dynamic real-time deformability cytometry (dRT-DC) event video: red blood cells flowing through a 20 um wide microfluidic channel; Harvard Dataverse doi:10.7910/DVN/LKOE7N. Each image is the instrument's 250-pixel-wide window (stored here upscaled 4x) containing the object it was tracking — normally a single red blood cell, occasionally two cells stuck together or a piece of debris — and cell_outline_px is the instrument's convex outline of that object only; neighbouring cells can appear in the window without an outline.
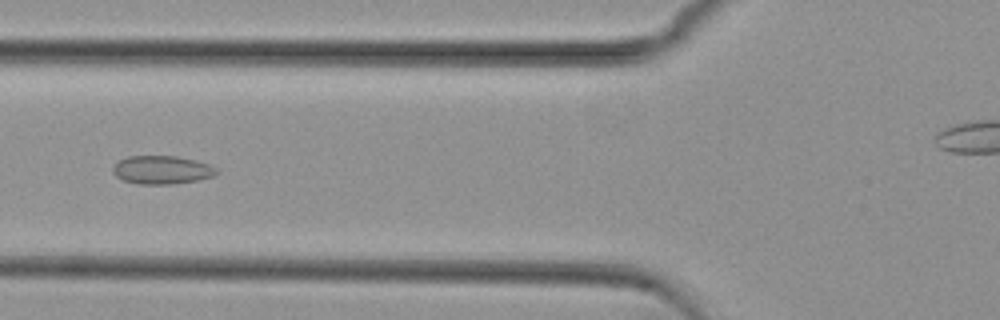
{"species": "common noctule bat (a hibernating species)", "species_latin": "Nyctalus noctula", "temperature_condition": "cold", "stored_images_in_passage": 55, "camera_frame_rate_fps": 3000, "um_per_image_px": 0.085, "animal": {"sex": "female", "body_mass_g": 29.2, "forearm_length_mm": 56.3}, "frame": {"image": 1, "passage_image": 20, "time_ms": 6.333, "image_size_px": [1000, 320], "cell_outline_px": [[220, 172], [212, 176], [196, 180], [168, 184], [140, 184], [124, 180], [116, 176], [112, 172], [112, 168], [120, 160], [128, 156], [176, 156], [196, 160], [208, 164], [216, 168]], "centroid_in_image_um": [13.76, 14.43], "position_along_channel_um": 112.0, "area_um2": 16.94}}
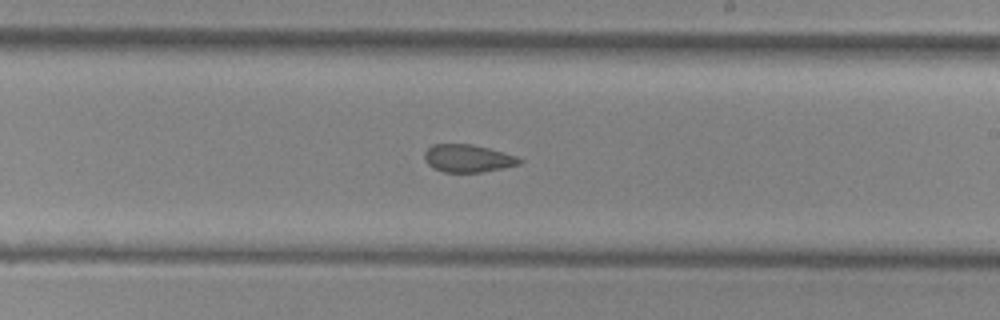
{"frame": {"image": 2, "passage_image": 31, "time_ms": 10.0, "image_size_px": [1000, 320], "cell_outline_px": [[524, 160], [520, 164], [480, 172], [444, 172], [432, 168], [424, 160], [424, 152], [432, 144], [472, 144], [488, 148], [516, 156]], "centroid_in_image_um": [39.73, 13.45], "position_along_channel_um": 249.3, "area_um2": 15.26}}
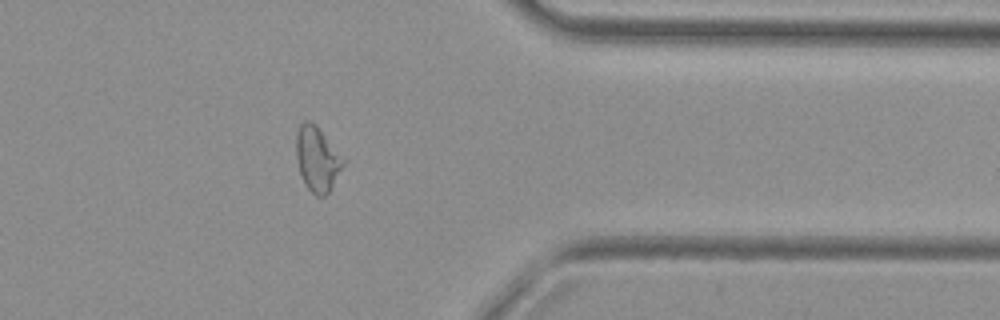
{"frame": {"image": 3, "passage_image": 43, "time_ms": 14.0, "image_size_px": [1000, 320], "cell_outline_px": [[344, 164], [328, 192], [324, 196], [316, 196], [308, 188], [300, 172], [296, 156], [296, 136], [300, 124], [304, 120], [308, 120], [316, 124], [344, 160]], "centroid_in_image_um": [26.94, 13.48], "position_along_channel_um": 384.5, "area_um2": 17.22}, "authors_computed_cell_mechanics": {"area_um2": 17.629, "velocity_mm_per_s": 3.7388, "shape_relaxation_time_tau1_ms": null, "shape_relaxation_time_tau2_ms": 2.6205, "deformation_change_tau1": null, "deformation_change_tau2": 0.0883}}